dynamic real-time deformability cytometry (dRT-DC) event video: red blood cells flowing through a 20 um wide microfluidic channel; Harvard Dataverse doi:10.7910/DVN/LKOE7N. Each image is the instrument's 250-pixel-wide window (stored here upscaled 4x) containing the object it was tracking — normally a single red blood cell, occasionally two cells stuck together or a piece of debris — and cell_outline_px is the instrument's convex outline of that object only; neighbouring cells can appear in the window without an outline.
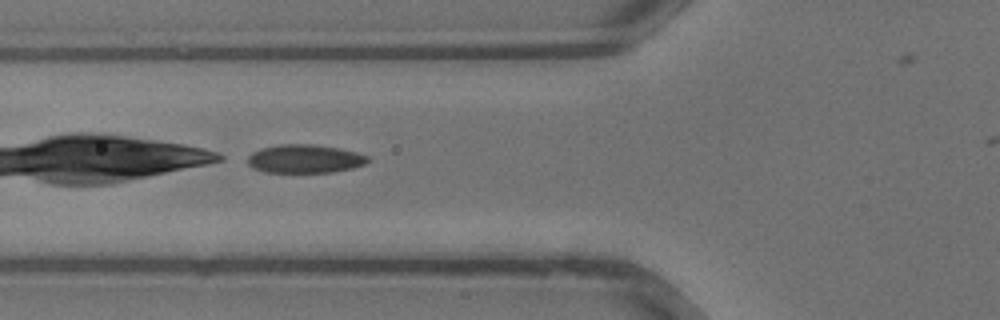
{"species": "common noctule bat (a hibernating species)", "species_latin": "Nyctalus noctula", "temperature_condition": "warm", "stored_images_in_passage": 16, "camera_frame_rate_fps": 3000, "um_per_image_px": 0.085, "animal": {"sex": "male", "body_mass_g": 13.3}, "frame": {"image": 1, "passage_image": 13, "time_ms": 4.0, "image_size_px": [1000, 320], "cell_outline_px": [[368, 160], [364, 164], [352, 168], [332, 172], [264, 172], [252, 168], [248, 164], [248, 156], [252, 152], [260, 148], [280, 144], [312, 144], [340, 148], [356, 152], [368, 156]], "centroid_in_image_um": [25.87, 13.49], "position_along_channel_um": 99.9, "area_um2": 19.94}}
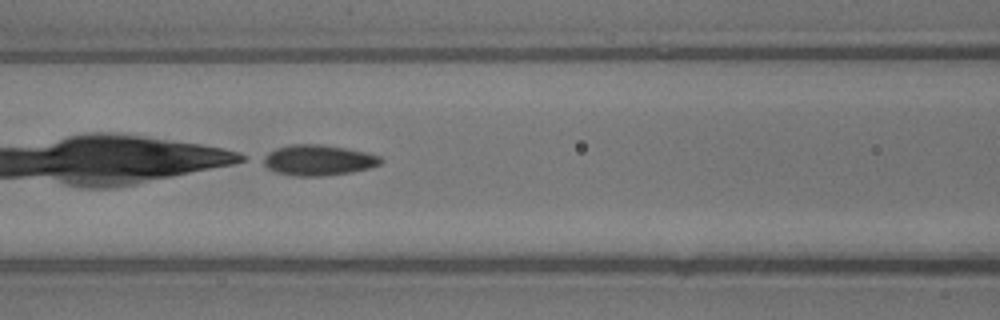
{"frame": {"image": 2, "passage_image": 15, "time_ms": 4.667, "image_size_px": [1000, 320], "cell_outline_px": [[384, 160], [380, 164], [368, 168], [352, 172], [320, 176], [296, 176], [276, 172], [268, 168], [256, 160], [260, 156], [276, 148], [292, 144], [320, 144], [348, 148], [380, 156]], "centroid_in_image_um": [26.97, 13.6], "position_along_channel_um": 139.6, "area_um2": 21.27}}